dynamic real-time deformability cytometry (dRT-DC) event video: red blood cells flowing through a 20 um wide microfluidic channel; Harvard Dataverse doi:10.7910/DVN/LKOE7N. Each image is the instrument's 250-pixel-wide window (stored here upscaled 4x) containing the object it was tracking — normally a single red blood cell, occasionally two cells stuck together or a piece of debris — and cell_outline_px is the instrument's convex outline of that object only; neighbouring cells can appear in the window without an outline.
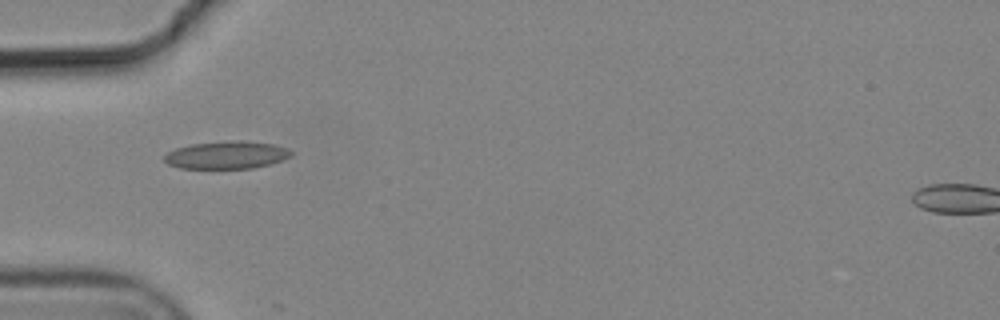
{"species": "common noctule bat (a hibernating species)", "species_latin": "Nyctalus noctula", "temperature_condition": "cold", "stored_images_in_passage": 7, "camera_frame_rate_fps": 3000, "um_per_image_px": 0.085, "animal": {"sex": "male", "body_mass_g": 19.2, "forearm_length_mm": 51.8}, "frame": {"image": 1, "passage_image": 1, "time_ms": 0.0, "image_size_px": [1000, 320], "cell_outline_px": [[292, 152], [288, 156], [272, 164], [252, 168], [180, 168], [168, 164], [164, 160], [164, 156], [168, 152], [176, 148], [192, 144], [232, 140], [244, 140], [272, 144], [288, 148]], "centroid_in_image_um": [19.25, 13.17], "position_along_channel_um": 65.8, "area_um2": 20.29}}
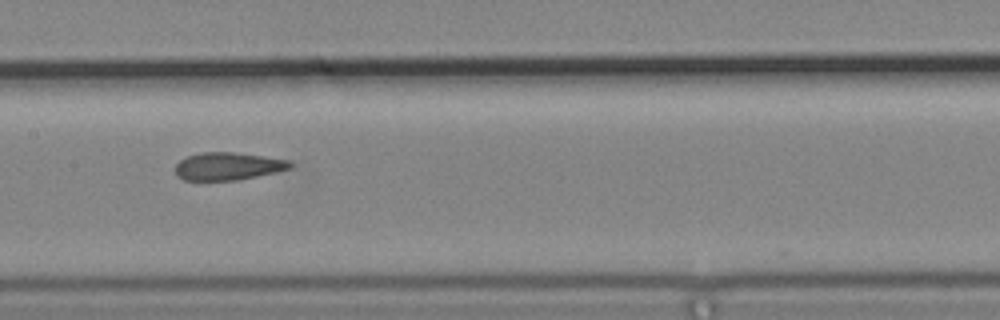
{"frame": {"image": 2, "passage_image": 4, "time_ms": 1.0, "image_size_px": [1000, 320], "cell_outline_px": [[292, 168], [256, 176], [236, 180], [184, 180], [176, 176], [176, 164], [180, 160], [188, 156], [204, 152], [232, 152], [264, 156], [288, 160], [292, 164]], "centroid_in_image_um": [19.36, 14.13], "position_along_channel_um": 188.0, "area_um2": 18.32}}
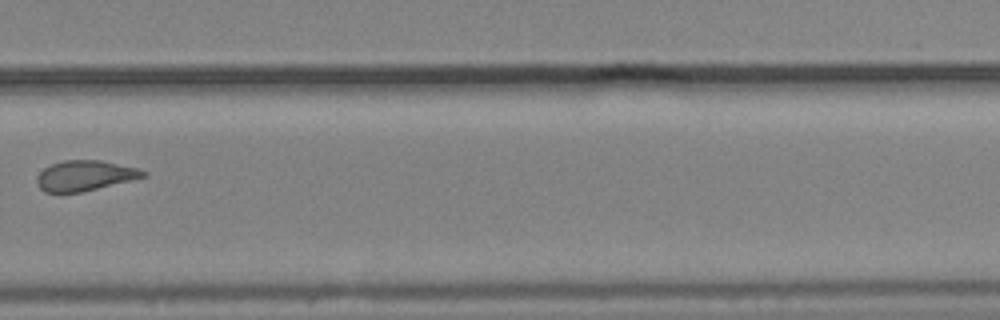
{"frame": {"image": 3, "passage_image": 7, "time_ms": 2.0, "image_size_px": [1000, 320], "cell_outline_px": [[148, 176], [132, 180], [80, 192], [44, 192], [40, 188], [36, 180], [36, 176], [44, 168], [52, 164], [64, 160], [100, 160], [140, 168], [148, 172]], "centroid_in_image_um": [7.25, 14.92], "position_along_channel_um": 322.6, "area_um2": 18.79}}